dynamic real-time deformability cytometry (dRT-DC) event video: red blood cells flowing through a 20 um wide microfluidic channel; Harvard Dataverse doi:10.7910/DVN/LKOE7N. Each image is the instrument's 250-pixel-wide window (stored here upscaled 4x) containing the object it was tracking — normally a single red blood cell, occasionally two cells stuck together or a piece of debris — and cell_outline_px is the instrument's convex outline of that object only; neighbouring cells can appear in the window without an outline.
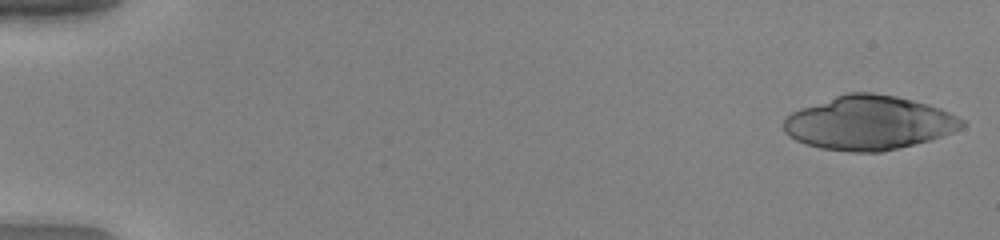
{"species": "human", "species_latin": "Homo sapiens", "temperature_condition": "warm", "stored_images_in_passage": 20, "camera_frame_rate_fps": 3000, "um_per_image_px": 0.085, "donor": {"sex": "female"}, "frame": {"image": 1, "passage_image": 1, "time_ms": 0.0, "image_size_px": [1000, 240], "cell_outline_px": [[968, 124], [952, 132], [932, 140], [884, 152], [848, 152], [820, 148], [804, 144], [788, 136], [784, 132], [784, 120], [792, 112], [800, 108], [848, 92], [872, 92], [896, 96], [928, 104], [940, 108], [968, 120]], "centroid_in_image_um": [73.89, 10.45], "position_along_channel_um": 11.1, "area_um2": 56.53}}
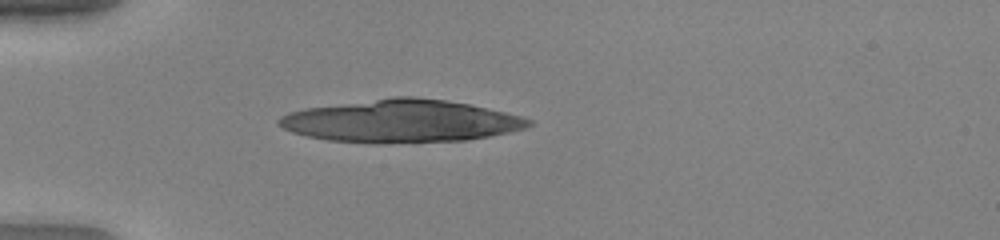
{"frame": {"image": 2, "passage_image": 15, "time_ms": 4.667, "image_size_px": [1000, 240], "cell_outline_px": [[532, 124], [528, 128], [488, 136], [464, 140], [380, 144], [372, 144], [328, 140], [308, 136], [292, 132], [276, 124], [276, 120], [280, 116], [288, 112], [304, 108], [396, 96], [416, 96], [444, 100], [468, 104], [504, 112], [520, 116], [532, 120]], "centroid_in_image_um": [34.04, 10.3], "position_along_channel_um": 51.0, "area_um2": 62.19}}